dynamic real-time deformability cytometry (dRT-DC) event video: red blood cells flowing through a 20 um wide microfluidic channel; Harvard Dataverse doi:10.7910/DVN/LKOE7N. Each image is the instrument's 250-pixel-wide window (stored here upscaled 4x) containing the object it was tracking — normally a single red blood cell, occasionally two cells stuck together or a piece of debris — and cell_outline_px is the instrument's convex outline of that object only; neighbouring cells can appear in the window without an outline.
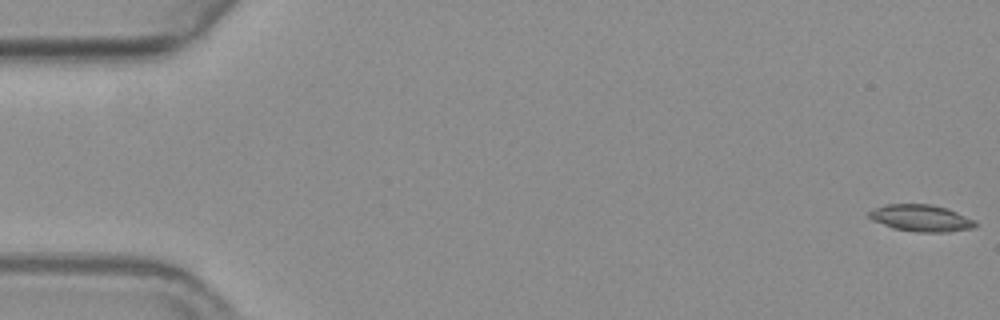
{"species": "common noctule bat (a hibernating species)", "species_latin": "Nyctalus noctula", "temperature_condition": "warm", "stored_images_in_passage": 58, "camera_frame_rate_fps": 3000, "um_per_image_px": 0.085, "animal": {"sex": "female", "body_mass_g": 19.3, "forearm_length_mm": 54.1}, "frame": {"image": 1, "passage_image": 1, "time_ms": 0.0, "image_size_px": [1000, 320], "cell_outline_px": [[976, 224], [968, 228], [940, 232], [924, 232], [896, 228], [884, 224], [868, 216], [868, 212], [876, 208], [888, 204], [928, 204], [944, 208], [956, 212], [972, 220]], "centroid_in_image_um": [78.24, 18.52], "position_along_channel_um": 6.8, "area_um2": 15.61}}
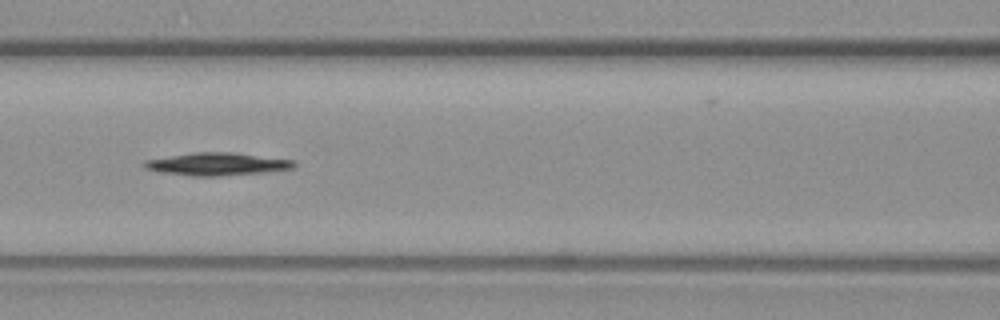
{"frame": {"image": 2, "passage_image": 25, "time_ms": 8.0, "image_size_px": [1000, 320], "cell_outline_px": [[296, 164], [292, 168], [260, 172], [212, 176], [192, 176], [164, 172], [148, 168], [144, 164], [148, 160], [200, 152], [228, 152], [292, 160]], "centroid_in_image_um": [18.5, 13.94], "position_along_channel_um": 148.1, "area_um2": 18.67}}
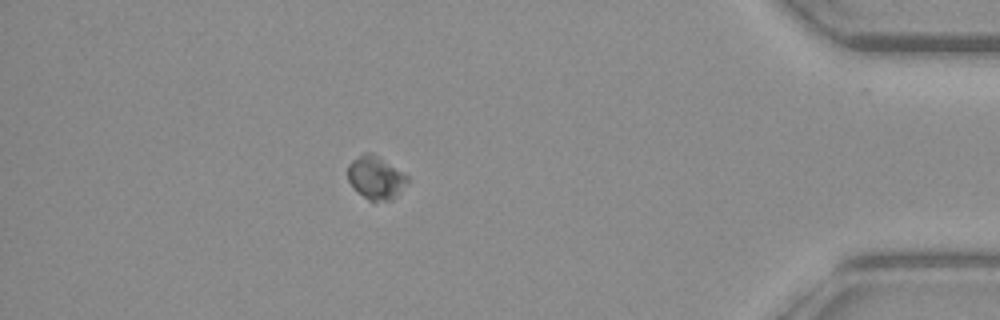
{"frame": {"image": 3, "passage_image": 50, "time_ms": 16.333, "image_size_px": [1000, 320], "cell_outline_px": [[408, 184], [392, 200], [372, 204], [356, 192], [348, 180], [348, 164], [352, 160], [364, 152], [372, 152], [408, 176]], "centroid_in_image_um": [31.93, 15.15], "position_along_channel_um": 403.3, "area_um2": 15.37}}